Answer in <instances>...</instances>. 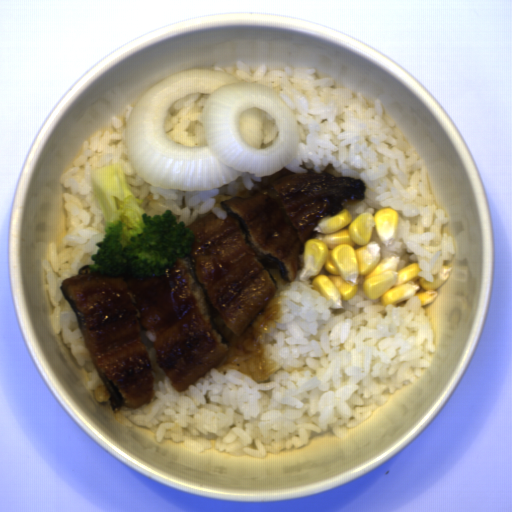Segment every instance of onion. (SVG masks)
Listing matches in <instances>:
<instances>
[{
	"instance_id": "obj_1",
	"label": "onion",
	"mask_w": 512,
	"mask_h": 512,
	"mask_svg": "<svg viewBox=\"0 0 512 512\" xmlns=\"http://www.w3.org/2000/svg\"><path fill=\"white\" fill-rule=\"evenodd\" d=\"M209 94L203 106L204 145H180L165 135L171 104ZM261 110L280 133L260 148ZM125 146L136 174L153 186L183 191L221 187L244 174L271 176L297 155L296 116L275 89L209 69L164 77L139 98L125 128Z\"/></svg>"
}]
</instances>
